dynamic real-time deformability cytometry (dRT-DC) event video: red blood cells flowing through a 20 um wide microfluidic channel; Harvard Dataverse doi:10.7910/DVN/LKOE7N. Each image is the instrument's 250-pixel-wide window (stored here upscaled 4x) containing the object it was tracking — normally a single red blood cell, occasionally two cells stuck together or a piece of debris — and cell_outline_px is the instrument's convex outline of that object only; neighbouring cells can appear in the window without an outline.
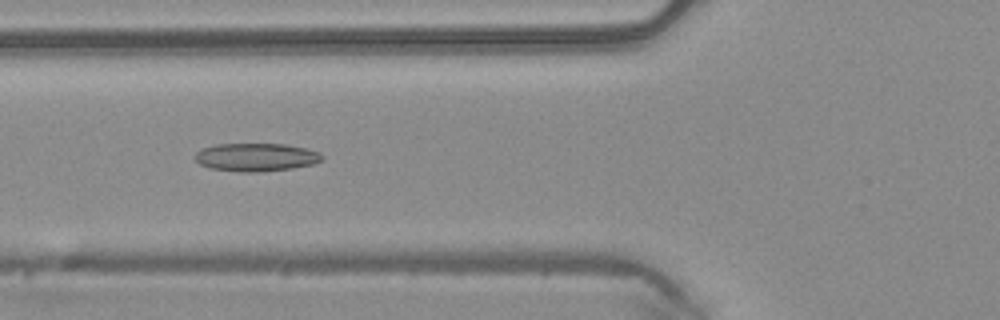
{"species": "common noctule bat (a hibernating species)", "species_latin": "Nyctalus noctula", "temperature_condition": "warm", "stored_images_in_passage": 48, "camera_frame_rate_fps": 3000, "um_per_image_px": 0.085, "animal": {"sex": "male", "body_mass_g": 20.4}, "frame": {"image": 1, "passage_image": 18, "time_ms": 5.667, "image_size_px": [1000, 320], "cell_outline_px": [[324, 160], [316, 164], [292, 168], [260, 172], [240, 172], [212, 168], [200, 164], [196, 160], [196, 152], [204, 148], [216, 144], [284, 144], [308, 148], [320, 152], [324, 156]], "centroid_in_image_um": [21.86, 13.36], "position_along_channel_um": 103.9, "area_um2": 20.92}}
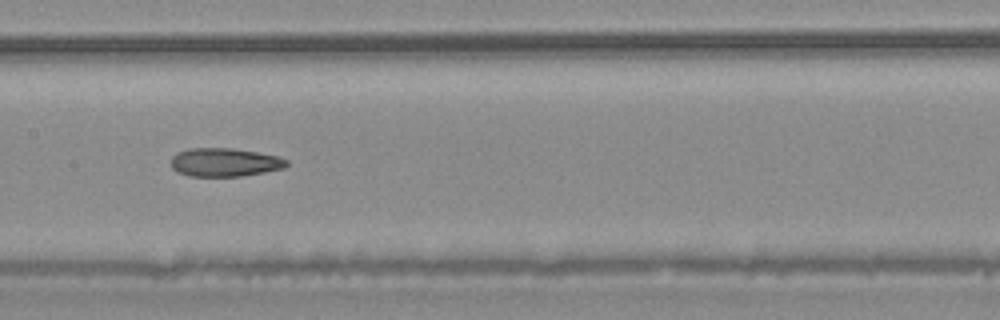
{"frame": {"image": 2, "passage_image": 24, "time_ms": 7.667, "image_size_px": [1000, 320], "cell_outline_px": [[288, 164], [284, 168], [264, 172], [240, 176], [188, 176], [172, 168], [172, 156], [176, 152], [188, 148], [232, 148], [256, 152], [276, 156], [288, 160]], "centroid_in_image_um": [19.08, 13.79], "position_along_channel_um": 188.3, "area_um2": 19.07}}
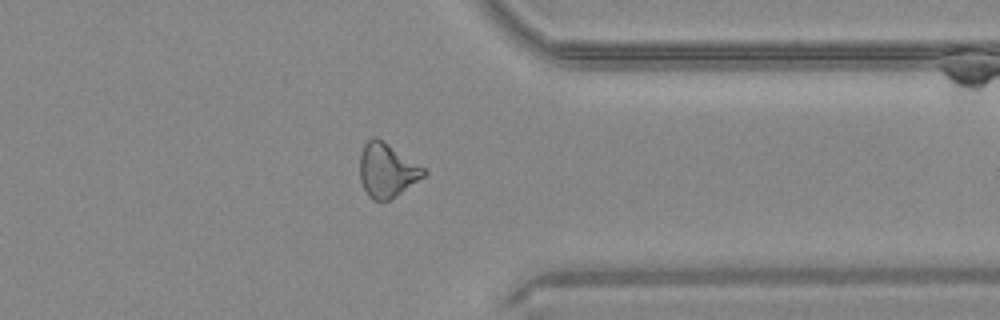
{"frame": {"image": 3, "passage_image": 38, "time_ms": 12.333, "image_size_px": [1000, 320], "cell_outline_px": [[428, 172], [424, 176], [388, 200], [372, 200], [368, 196], [360, 180], [360, 152], [364, 144], [372, 136], [376, 136], [424, 168]], "centroid_in_image_um": [32.85, 14.45], "position_along_channel_um": 378.6, "area_um2": 19.71}, "authors_computed_cell_mechanics": {"area_um2": 20.7213, "velocity_mm_per_s": 4.1891, "shape_relaxation_time_tau1_ms": null, "shape_relaxation_time_tau2_ms": 4.2408, "deformation_change_tau1": null, "deformation_change_tau2": 0.1306}}